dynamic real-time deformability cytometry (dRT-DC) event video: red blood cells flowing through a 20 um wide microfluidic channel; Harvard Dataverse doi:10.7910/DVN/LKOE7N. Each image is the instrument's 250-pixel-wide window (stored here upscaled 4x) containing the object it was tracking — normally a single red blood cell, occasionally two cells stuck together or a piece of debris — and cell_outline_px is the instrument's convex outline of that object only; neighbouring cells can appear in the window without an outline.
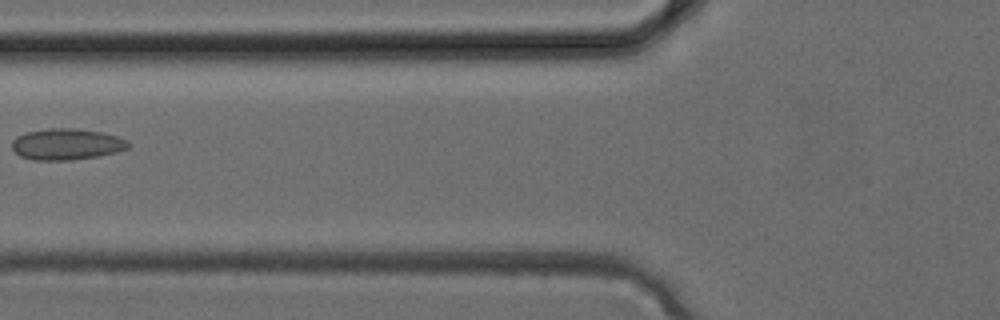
{"species": "common noctule bat (a hibernating species)", "species_latin": "Nyctalus noctula", "temperature_condition": "cold", "stored_images_in_passage": 2, "camera_frame_rate_fps": 3000, "um_per_image_px": 0.085, "animal": {"sex": "female", "body_mass_g": 24.6, "forearm_length_mm": 56.2}, "frame": {"image": 1, "passage_image": 2, "time_ms": 0.333, "image_size_px": [1000, 320], "cell_outline_px": [[128, 148], [116, 152], [96, 156], [72, 160], [32, 160], [20, 156], [12, 148], [12, 140], [16, 136], [28, 132], [48, 128], [76, 128], [100, 132], [116, 136], [128, 140]], "centroid_in_image_um": [5.63, 12.26], "position_along_channel_um": 120.2, "area_um2": 21.1}}